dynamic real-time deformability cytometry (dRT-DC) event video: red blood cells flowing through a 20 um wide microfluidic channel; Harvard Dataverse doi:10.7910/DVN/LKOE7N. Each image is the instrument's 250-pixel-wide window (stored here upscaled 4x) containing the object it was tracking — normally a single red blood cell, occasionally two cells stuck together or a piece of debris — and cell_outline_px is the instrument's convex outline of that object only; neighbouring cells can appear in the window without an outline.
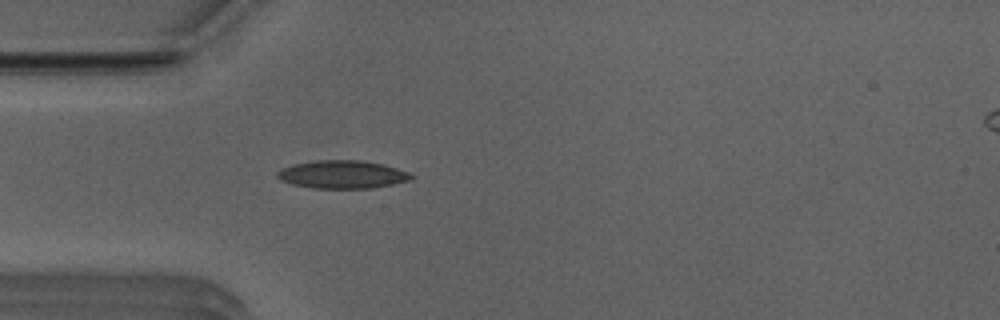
{"species": "Egyptian fruit bat (a non-hibernating species)", "species_latin": "Rousettus aegyptiacus", "temperature_condition": "room temperature", "stored_images_in_passage": 49, "camera_frame_rate_fps": 3000, "um_per_image_px": 0.085, "animal": {"sex": "male"}, "frame": {"image": 1, "passage_image": 14, "time_ms": 4.333, "image_size_px": [1000, 320], "cell_outline_px": [[416, 176], [412, 180], [372, 188], [312, 188], [292, 184], [280, 180], [276, 176], [276, 172], [292, 164], [316, 160], [360, 160], [380, 164], [396, 168], [408, 172]], "centroid_in_image_um": [29.09, 14.83], "position_along_channel_um": 55.9, "area_um2": 21.85}}
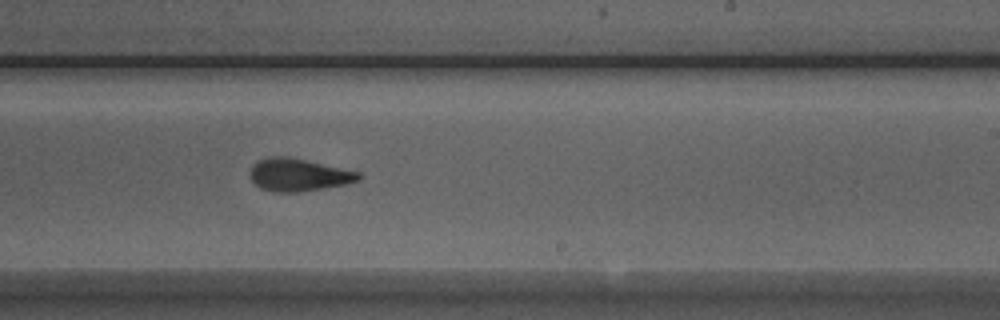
{"frame": {"image": 2, "passage_image": 30, "time_ms": 9.667, "image_size_px": [1000, 320], "cell_outline_px": [[364, 176], [360, 180], [344, 184], [296, 192], [276, 192], [260, 188], [252, 180], [248, 172], [252, 164], [256, 160], [268, 156], [288, 156], [360, 172]], "centroid_in_image_um": [25.33, 14.84], "position_along_channel_um": 263.7, "area_um2": 20.69}}
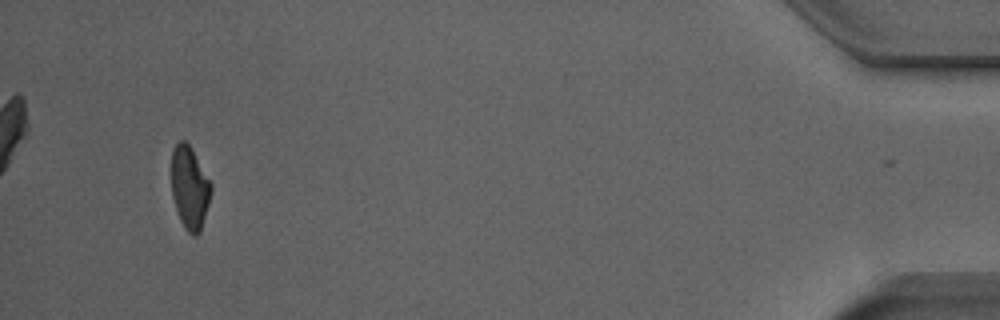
{"frame": {"image": 3, "passage_image": 48, "time_ms": 15.667, "image_size_px": [1000, 320], "cell_outline_px": [[212, 188], [208, 204], [200, 232], [196, 236], [192, 236], [184, 228], [180, 220], [172, 196], [172, 152], [176, 144], [180, 140], [184, 140], [192, 148], [212, 184]], "centroid_in_image_um": [16.12, 15.96], "position_along_channel_um": 419.1, "area_um2": 19.02}, "authors_computed_cell_mechanics": {"area_um2": 20.4612, "velocity_mm_per_s": 3.9585, "shape_relaxation_time_tau1_ms": 3.5557, "shape_relaxation_time_tau2_ms": 2.594, "deformation_change_tau1": 0.1313, "deformation_change_tau2": 0.0903}}